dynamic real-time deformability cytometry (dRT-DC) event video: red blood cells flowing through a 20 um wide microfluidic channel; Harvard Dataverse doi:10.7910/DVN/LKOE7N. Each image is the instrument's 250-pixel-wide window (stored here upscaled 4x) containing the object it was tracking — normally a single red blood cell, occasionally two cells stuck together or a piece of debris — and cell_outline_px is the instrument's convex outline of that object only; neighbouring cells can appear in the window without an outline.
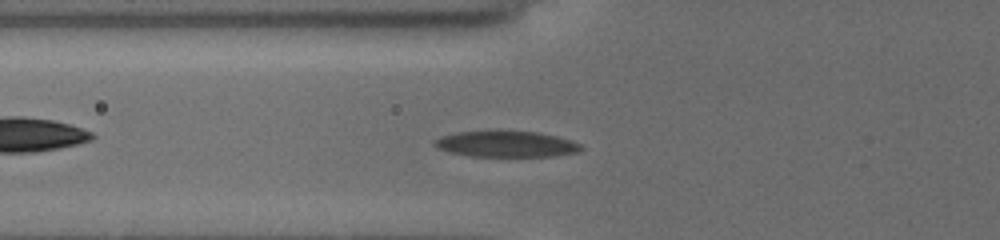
{"species": "common noctule bat (a hibernating species)", "species_latin": "Nyctalus noctula", "temperature_condition": "cold", "stored_images_in_passage": 41, "camera_frame_rate_fps": 3000, "um_per_image_px": 0.085, "animal": {"sex": "female", "body_mass_g": 19.5, "forearm_length_mm": 54.1}, "frame": {"image": 1, "passage_image": 18, "time_ms": 3.667, "image_size_px": [1000, 240], "cell_outline_px": [[584, 148], [576, 152], [556, 156], [468, 156], [448, 152], [436, 148], [432, 144], [436, 140], [444, 136], [460, 132], [536, 132], [556, 136], [580, 144]], "centroid_in_image_um": [43.02, 12.27], "position_along_channel_um": 82.8, "area_um2": 21.68}}
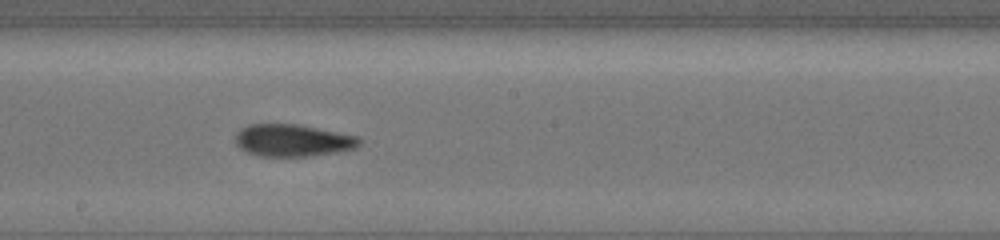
{"frame": {"image": 2, "passage_image": 28, "time_ms": 7.333, "image_size_px": [1000, 240], "cell_outline_px": [[360, 144], [356, 148], [340, 152], [312, 156], [260, 156], [248, 152], [240, 148], [236, 144], [236, 132], [240, 128], [248, 124], [296, 124], [356, 136], [360, 140]], "centroid_in_image_um": [24.86, 11.94], "position_along_channel_um": 223.3, "area_um2": 23.18}}
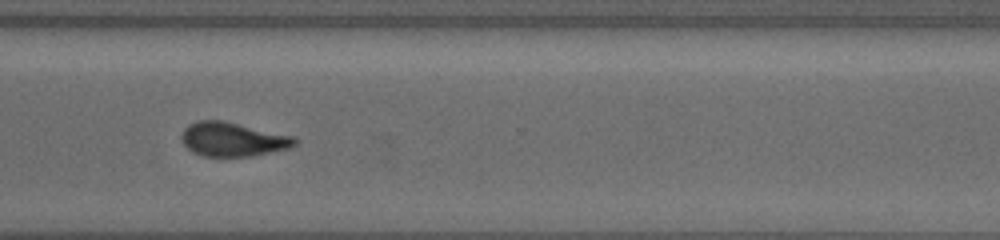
{"frame": {"image": 3, "passage_image": 40, "time_ms": 10.667, "image_size_px": [1000, 240], "cell_outline_px": [[296, 144], [288, 148], [252, 156], [204, 156], [192, 152], [184, 144], [184, 128], [188, 124], [200, 120], [220, 120], [292, 136], [296, 140]], "centroid_in_image_um": [19.77, 11.85], "position_along_channel_um": 350.8, "area_um2": 21.85}}